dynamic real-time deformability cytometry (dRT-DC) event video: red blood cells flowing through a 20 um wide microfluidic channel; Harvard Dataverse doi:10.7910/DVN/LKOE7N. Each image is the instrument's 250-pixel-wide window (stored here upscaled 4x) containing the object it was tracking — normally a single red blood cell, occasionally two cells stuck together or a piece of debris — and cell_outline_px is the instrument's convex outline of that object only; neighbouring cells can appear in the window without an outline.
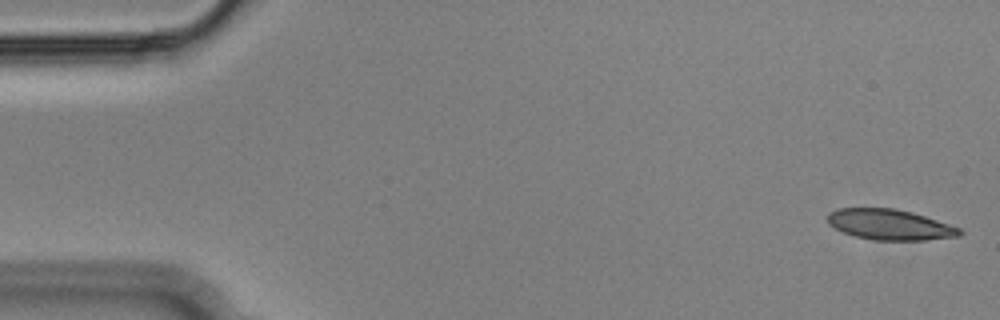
{"species": "Egyptian fruit bat (a non-hibernating species)", "species_latin": "Rousettus aegyptiacus", "temperature_condition": "cold", "stored_images_in_passage": 54, "camera_frame_rate_fps": 3000, "um_per_image_px": 0.085, "animal": {"sex": "male"}, "frame": {"image": 1, "passage_image": 1, "time_ms": 0.0, "image_size_px": [1000, 320], "cell_outline_px": [[964, 232], [960, 236], [924, 240], [872, 240], [856, 236], [844, 232], [828, 224], [828, 212], [836, 208], [896, 208], [912, 212], [960, 228]], "centroid_in_image_um": [75.63, 19.09], "position_along_channel_um": 9.4, "area_um2": 23.47}}
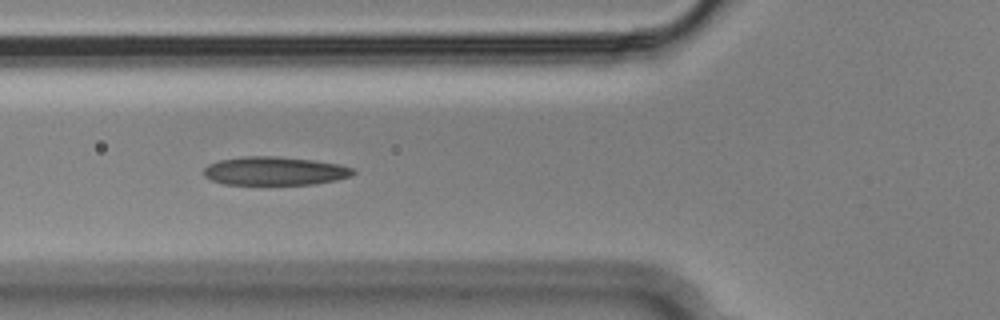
{"frame": {"image": 2, "passage_image": 19, "time_ms": 6.0, "image_size_px": [1000, 320], "cell_outline_px": [[356, 172], [352, 176], [336, 180], [312, 184], [224, 184], [212, 180], [204, 176], [204, 168], [208, 164], [220, 160], [240, 156], [280, 156], [312, 160], [340, 164], [352, 168]], "centroid_in_image_um": [23.35, 14.52], "position_along_channel_um": 102.4, "area_um2": 24.85}}
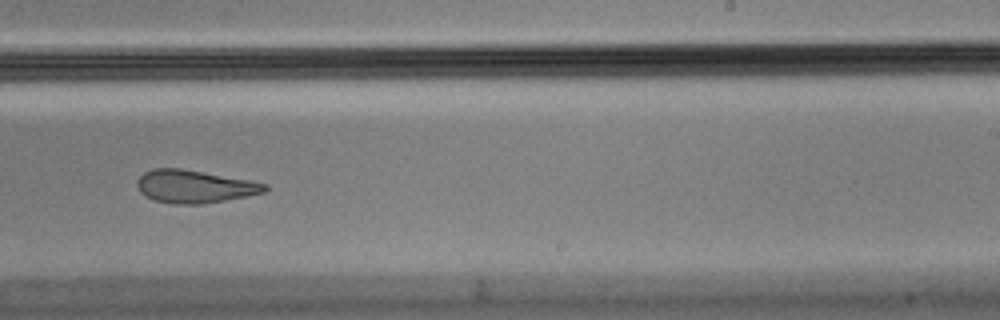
{"frame": {"image": 3, "passage_image": 33, "time_ms": 10.667, "image_size_px": [1000, 320], "cell_outline_px": [[268, 188], [264, 192], [224, 200], [200, 204], [172, 204], [152, 200], [140, 192], [136, 184], [136, 180], [144, 172], [152, 168], [180, 168], [248, 180], [268, 184]], "centroid_in_image_um": [16.46, 15.85], "position_along_channel_um": 272.5, "area_um2": 24.28}, "authors_computed_cell_mechanics": {"area_um2": 24.9118, "velocity_mm_per_s": 3.6392, "shape_relaxation_time_tau1_ms": null, "shape_relaxation_time_tau2_ms": 3.3735, "deformation_change_tau1": null, "deformation_change_tau2": 0.1092}}